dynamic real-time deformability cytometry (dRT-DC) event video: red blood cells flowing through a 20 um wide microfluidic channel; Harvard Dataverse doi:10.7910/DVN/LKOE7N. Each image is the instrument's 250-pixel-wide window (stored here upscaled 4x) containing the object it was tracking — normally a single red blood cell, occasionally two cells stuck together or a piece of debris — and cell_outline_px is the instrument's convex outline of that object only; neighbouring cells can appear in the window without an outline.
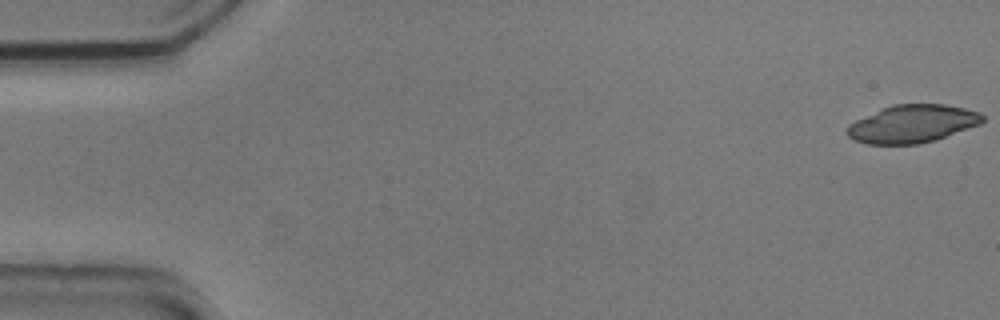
{"species": "common noctule bat (a hibernating species)", "species_latin": "Nyctalus noctula", "temperature_condition": "cold", "stored_images_in_passage": 17, "camera_frame_rate_fps": 3000, "um_per_image_px": 0.085, "animal": {"sex": "male", "body_mass_g": 20.5, "forearm_length_mm": 52.5}, "frame": {"image": 1, "passage_image": 1, "time_ms": 0.0, "image_size_px": [1000, 320], "cell_outline_px": [[984, 120], [980, 124], [936, 140], [916, 144], [864, 144], [848, 136], [848, 124], [856, 120], [892, 104], [944, 104], [964, 108], [980, 112], [984, 116]], "centroid_in_image_um": [77.57, 10.52], "position_along_channel_um": 7.4, "area_um2": 29.71}}